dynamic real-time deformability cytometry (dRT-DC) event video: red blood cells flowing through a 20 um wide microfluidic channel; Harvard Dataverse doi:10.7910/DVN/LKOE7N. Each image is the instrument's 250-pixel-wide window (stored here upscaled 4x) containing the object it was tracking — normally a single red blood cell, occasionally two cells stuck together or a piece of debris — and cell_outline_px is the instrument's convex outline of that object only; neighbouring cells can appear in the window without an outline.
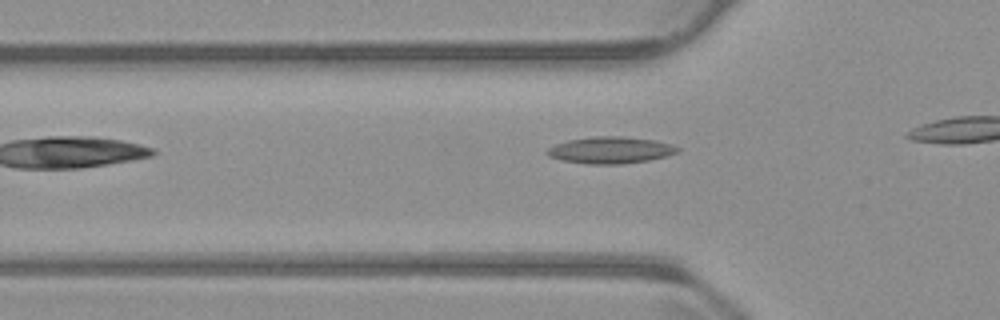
{"species": "common noctule bat (a hibernating species)", "species_latin": "Nyctalus noctula", "temperature_condition": "warm", "stored_images_in_passage": 8, "camera_frame_rate_fps": 3000, "um_per_image_px": 0.085, "animal": {"sex": "male", "body_mass_g": 23.1, "forearm_length_mm": 52.7}, "frame": {"image": 1, "passage_image": 2, "time_ms": 0.333, "image_size_px": [1000, 320], "cell_outline_px": [[680, 148], [676, 152], [664, 156], [648, 160], [624, 164], [588, 164], [560, 160], [548, 156], [544, 152], [548, 148], [556, 144], [568, 140], [592, 136], [624, 136], [656, 140], [672, 144]], "centroid_in_image_um": [51.85, 12.75], "position_along_channel_um": 73.9, "area_um2": 20.4}}
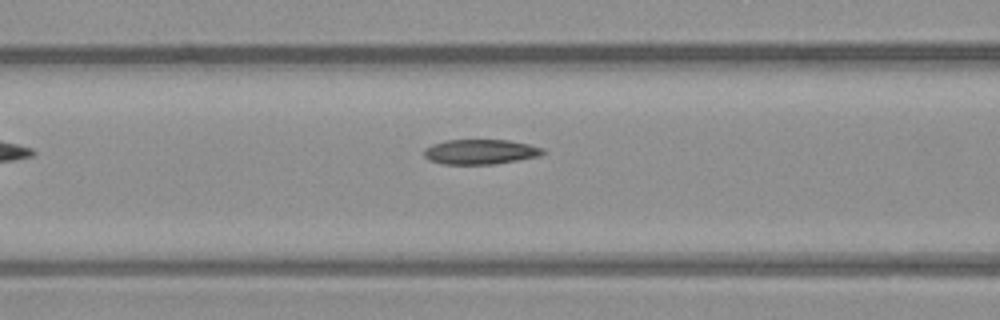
{"frame": {"image": 2, "passage_image": 6, "time_ms": 1.667, "image_size_px": [1000, 320], "cell_outline_px": [[544, 152], [540, 156], [496, 164], [444, 164], [428, 160], [424, 156], [424, 148], [432, 144], [444, 140], [508, 140], [528, 144], [544, 148]], "centroid_in_image_um": [40.81, 12.9], "position_along_channel_um": 125.8, "area_um2": 17.34}}